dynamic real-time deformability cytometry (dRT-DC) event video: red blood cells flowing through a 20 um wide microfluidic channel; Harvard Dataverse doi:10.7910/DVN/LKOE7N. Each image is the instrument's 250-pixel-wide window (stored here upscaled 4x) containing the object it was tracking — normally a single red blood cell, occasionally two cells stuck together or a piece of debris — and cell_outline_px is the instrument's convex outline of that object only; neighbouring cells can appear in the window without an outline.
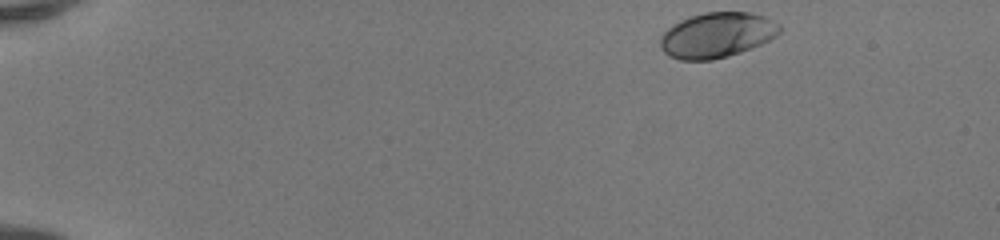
{"species": "human", "species_latin": "Homo sapiens", "temperature_condition": "room temperature", "stored_images_in_passage": 44, "camera_frame_rate_fps": 3000, "um_per_image_px": 0.085, "donor": {"sex": "female"}, "frame": {"image": 1, "passage_image": 1, "time_ms": 0.0, "image_size_px": [1000, 240], "cell_outline_px": [[780, 32], [776, 36], [752, 48], [728, 56], [712, 60], [680, 60], [668, 56], [660, 48], [660, 36], [668, 28], [680, 20], [704, 12], [752, 12], [764, 16], [780, 24]], "centroid_in_image_um": [60.92, 2.98], "position_along_channel_um": 24.1, "area_um2": 31.5}}
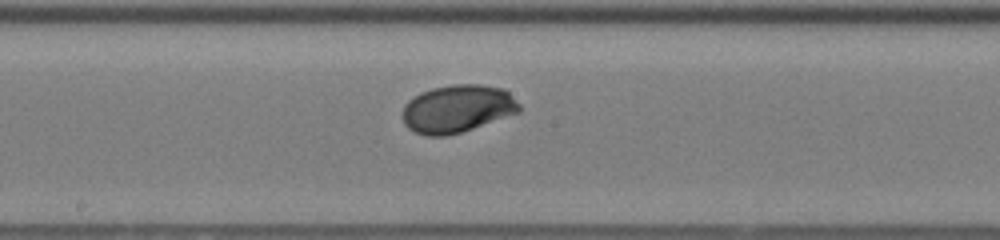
{"frame": {"image": 2, "passage_image": 23, "time_ms": 7.333, "image_size_px": [1000, 240], "cell_outline_px": [[520, 112], [460, 132], [444, 136], [424, 136], [408, 128], [404, 124], [404, 104], [408, 100], [420, 92], [432, 88], [452, 84], [480, 84], [504, 88], [520, 104]], "centroid_in_image_um": [38.87, 9.23], "position_along_channel_um": 209.3, "area_um2": 32.43}}
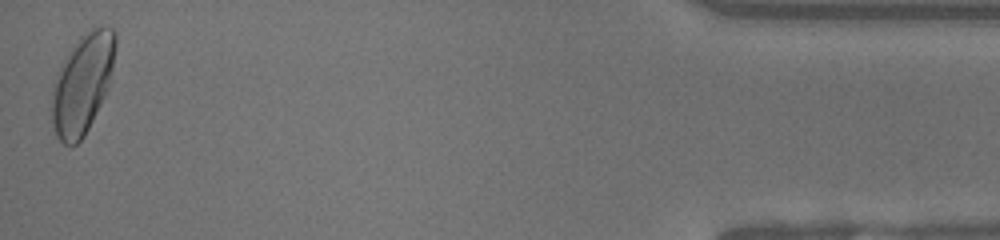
{"frame": {"image": 3, "passage_image": 44, "time_ms": 14.333, "image_size_px": [1000, 240], "cell_outline_px": [[116, 44], [112, 68], [108, 88], [84, 136], [76, 144], [68, 148], [56, 136], [52, 124], [52, 84], [72, 48], [80, 36], [84, 32], [92, 28], [112, 28], [116, 32]], "centroid_in_image_um": [7.0, 7.15], "position_along_channel_um": 428.2, "area_um2": 36.3}, "authors_computed_cell_mechanics": {"area_um2": 31.501, "velocity_mm_per_s": 4.1591, "shape_relaxation_time_tau1_ms": 1.8697, "shape_relaxation_time_tau2_ms": null, "deformation_change_tau1": 0.1232, "deformation_change_tau2": null}}